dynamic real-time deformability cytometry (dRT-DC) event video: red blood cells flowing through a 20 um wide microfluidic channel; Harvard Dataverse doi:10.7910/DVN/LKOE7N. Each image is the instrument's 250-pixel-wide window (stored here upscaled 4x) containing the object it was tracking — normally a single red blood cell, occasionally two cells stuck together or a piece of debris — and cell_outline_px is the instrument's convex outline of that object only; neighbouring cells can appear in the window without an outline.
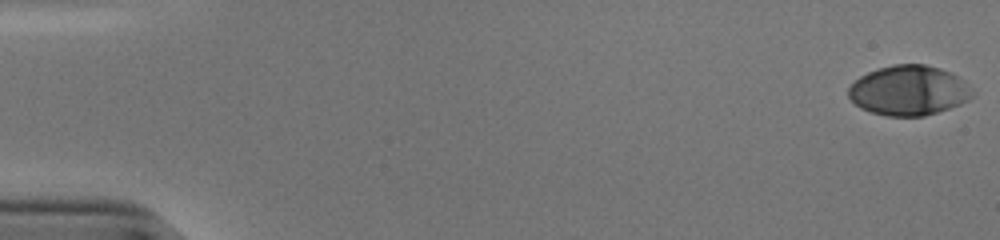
{"species": "human", "species_latin": "Homo sapiens", "temperature_condition": "cold", "stored_images_in_passage": 54, "camera_frame_rate_fps": 3000, "um_per_image_px": 0.085, "donor": {"sex": "male"}, "frame": {"image": 1, "passage_image": 1, "time_ms": 0.0, "image_size_px": [1000, 240], "cell_outline_px": [[976, 92], [968, 100], [960, 104], [924, 116], [888, 116], [872, 112], [860, 108], [848, 96], [848, 88], [860, 76], [868, 72], [892, 64], [924, 64], [940, 68], [952, 72], [964, 80]], "centroid_in_image_um": [77.28, 7.68], "position_along_channel_um": 7.7, "area_um2": 36.07}}
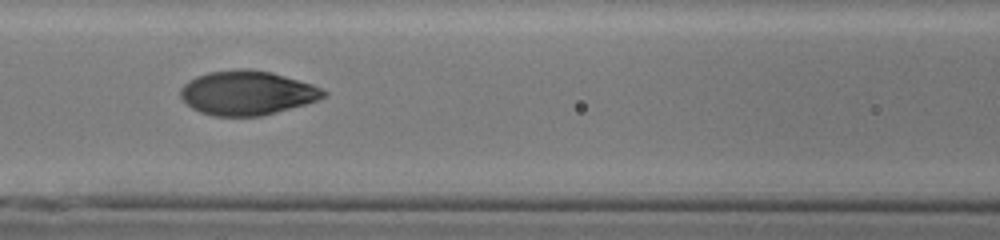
{"frame": {"image": 2, "passage_image": 25, "time_ms": 8.0, "image_size_px": [1000, 240], "cell_outline_px": [[328, 96], [304, 104], [260, 116], [212, 116], [200, 112], [192, 108], [180, 96], [180, 88], [184, 84], [196, 76], [208, 72], [240, 68], [248, 68], [272, 72], [312, 84], [328, 92]], "centroid_in_image_um": [20.99, 7.88], "position_along_channel_um": 145.6, "area_um2": 36.82}}
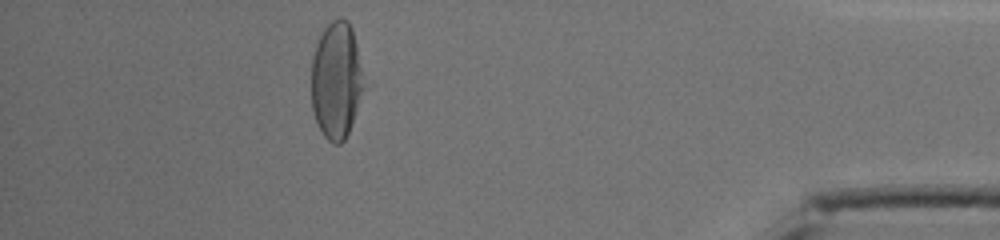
{"frame": {"image": 3, "passage_image": 49, "time_ms": 16.0, "image_size_px": [1000, 240], "cell_outline_px": [[364, 88], [348, 132], [344, 140], [340, 144], [332, 144], [324, 136], [316, 120], [312, 108], [312, 56], [316, 44], [324, 28], [332, 20], [340, 16], [348, 20], [352, 28], [356, 44]], "centroid_in_image_um": [28.57, 6.81], "position_along_channel_um": 406.6, "area_um2": 35.32}, "authors_computed_cell_mechanics": {"area_um2": 36.4718, "velocity_mm_per_s": 3.827, "shape_relaxation_time_tau1_ms": 4.4352, "shape_relaxation_time_tau2_ms": null, "deformation_change_tau1": 0.2058, "deformation_change_tau2": null}}